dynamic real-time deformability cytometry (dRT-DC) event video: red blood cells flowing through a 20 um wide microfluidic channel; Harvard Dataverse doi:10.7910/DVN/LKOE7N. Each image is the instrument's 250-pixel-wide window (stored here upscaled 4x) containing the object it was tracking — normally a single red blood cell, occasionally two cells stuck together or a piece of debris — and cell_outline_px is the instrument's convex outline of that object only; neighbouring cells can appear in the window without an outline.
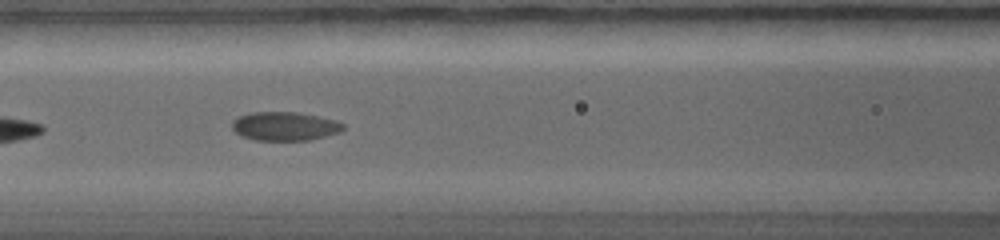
{"species": "common noctule bat (a hibernating species)", "species_latin": "Nyctalus noctula", "temperature_condition": "warm", "stored_images_in_passage": 15, "camera_frame_rate_fps": 5000, "um_per_image_px": 0.085, "animal": {"sex": "female", "body_mass_g": 19.0, "forearm_length_mm": 56.7}, "frame": {"image": 1, "passage_image": 7, "time_ms": 2.4, "image_size_px": [1000, 240], "cell_outline_px": [[344, 128], [340, 132], [308, 140], [256, 140], [240, 136], [232, 128], [232, 120], [236, 116], [252, 112], [296, 112], [336, 120], [344, 124]], "centroid_in_image_um": [24.16, 10.72], "position_along_channel_um": 142.4, "area_um2": 18.61}}
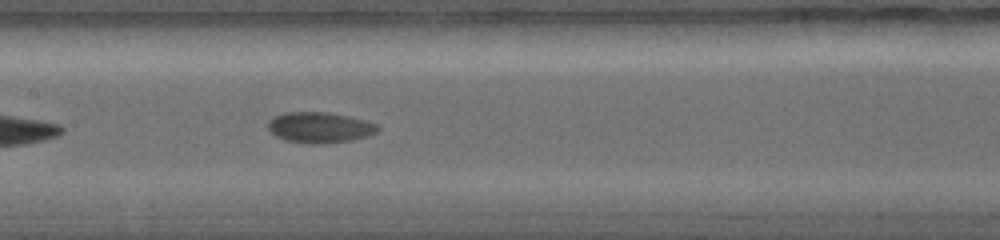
{"frame": {"image": 2, "passage_image": 9, "time_ms": 3.2, "image_size_px": [1000, 240], "cell_outline_px": [[380, 128], [376, 132], [352, 140], [312, 144], [284, 140], [276, 136], [268, 128], [268, 120], [272, 116], [284, 112], [328, 112], [348, 116], [364, 120], [376, 124]], "centroid_in_image_um": [27.12, 10.82], "position_along_channel_um": 180.3, "area_um2": 19.48}}